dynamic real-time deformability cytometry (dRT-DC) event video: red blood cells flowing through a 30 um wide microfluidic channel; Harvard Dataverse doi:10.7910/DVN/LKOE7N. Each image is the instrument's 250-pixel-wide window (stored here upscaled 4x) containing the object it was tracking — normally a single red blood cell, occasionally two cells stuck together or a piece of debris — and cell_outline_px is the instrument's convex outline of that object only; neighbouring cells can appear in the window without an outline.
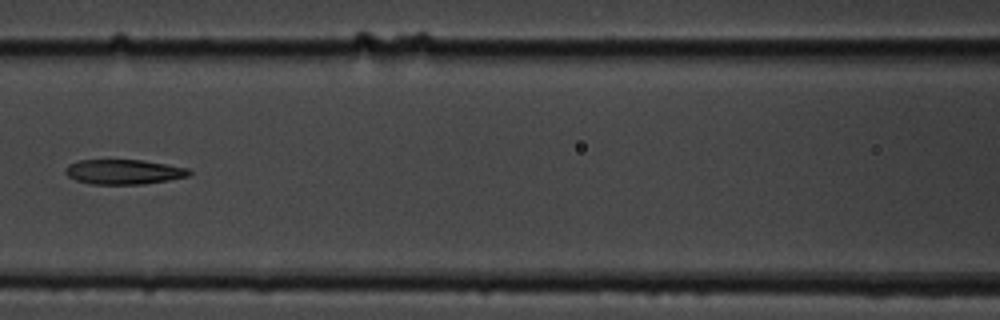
{"species": "common noctule bat (a hibernating species)", "species_latin": "Nyctalus noctula", "temperature_condition": "cold", "stored_images_in_passage": 10, "camera_frame_rate_fps": 3000, "um_per_image_px": 0.085, "animal": {"sex": "male", "body_mass_g": 19.5, "forearm_length_mm": 54.6}, "frame": {"image": 1, "passage_image": 6, "time_ms": 7.0, "image_size_px": [1000, 320], "cell_outline_px": [[192, 172], [188, 176], [168, 180], [144, 184], [92, 184], [76, 180], [68, 176], [64, 172], [64, 168], [68, 164], [80, 160], [140, 160], [188, 168]], "centroid_in_image_um": [10.48, 14.61], "position_along_channel_um": 156.1, "area_um2": 17.8}}
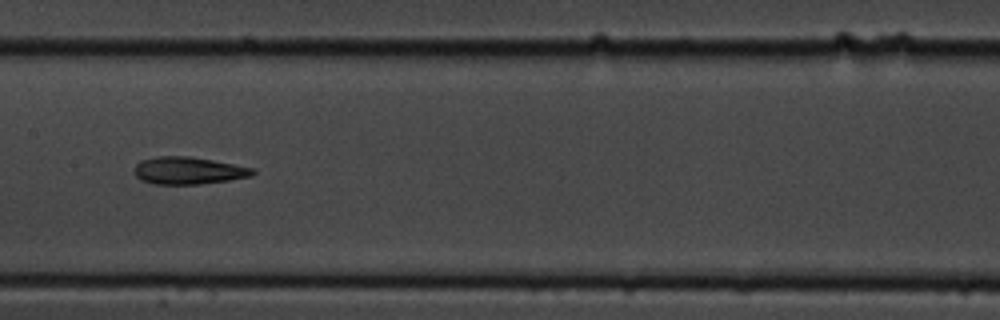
{"frame": {"image": 2, "passage_image": 7, "time_ms": 8.0, "image_size_px": [1000, 320], "cell_outline_px": [[256, 172], [252, 176], [228, 180], [200, 184], [152, 184], [140, 180], [132, 172], [132, 168], [140, 160], [156, 156], [188, 156], [212, 160], [252, 168]], "centroid_in_image_um": [15.93, 14.5], "position_along_channel_um": 191.5, "area_um2": 18.96}}
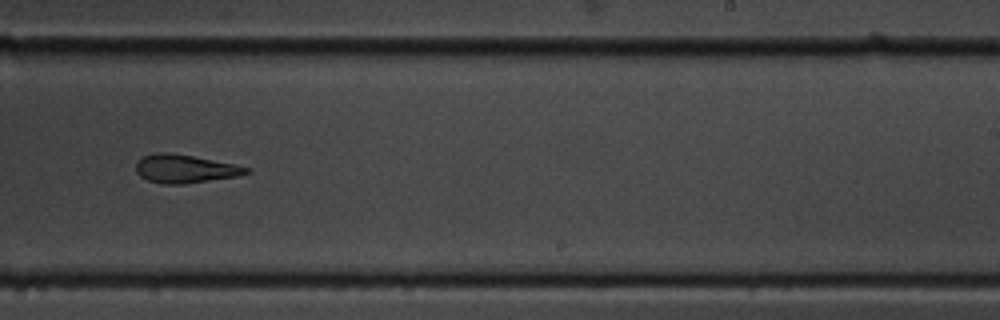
{"frame": {"image": 3, "passage_image": 9, "time_ms": 10.333, "image_size_px": [1000, 320], "cell_outline_px": [[252, 172], [240, 176], [184, 184], [160, 184], [148, 180], [140, 176], [136, 172], [136, 160], [144, 156], [156, 152], [168, 152], [192, 156], [252, 168]], "centroid_in_image_um": [15.72, 14.35], "position_along_channel_um": 273.3, "area_um2": 18.32}}